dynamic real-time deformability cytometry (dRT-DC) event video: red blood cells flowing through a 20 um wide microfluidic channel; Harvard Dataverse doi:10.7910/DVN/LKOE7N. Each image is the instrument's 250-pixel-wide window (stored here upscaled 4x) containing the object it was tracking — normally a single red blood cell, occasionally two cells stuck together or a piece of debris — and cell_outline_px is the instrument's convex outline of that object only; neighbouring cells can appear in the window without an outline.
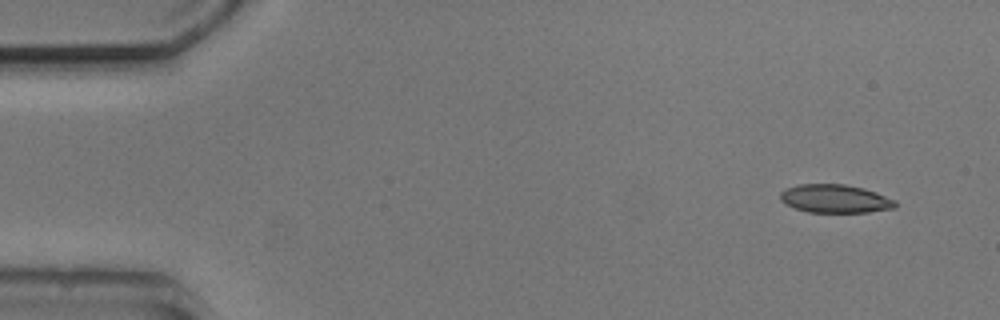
{"species": "common noctule bat (a hibernating species)", "species_latin": "Nyctalus noctula", "temperature_condition": "cold", "stored_images_in_passage": 6, "camera_frame_rate_fps": 3000, "um_per_image_px": 0.085, "animal": {"sex": "male", "body_mass_g": 20.5, "forearm_length_mm": 52.5}, "frame": {"image": 1, "passage_image": 1, "time_ms": 0.0, "image_size_px": [1000, 320], "cell_outline_px": [[896, 208], [868, 212], [808, 212], [784, 204], [780, 200], [780, 192], [784, 188], [796, 184], [844, 184], [864, 188], [876, 192], [896, 200]], "centroid_in_image_um": [70.96, 16.88], "position_along_channel_um": 14.0, "area_um2": 19.19}}
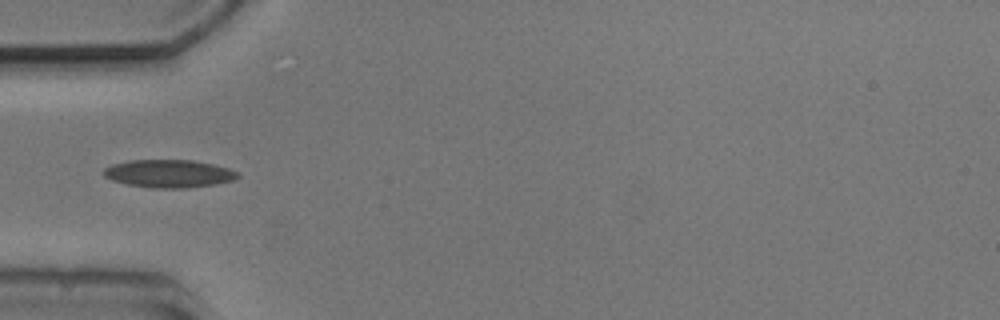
{"frame": {"image": 2, "passage_image": 3, "time_ms": 4.333, "image_size_px": [1000, 320], "cell_outline_px": [[240, 176], [232, 180], [216, 184], [188, 188], [152, 188], [128, 184], [112, 180], [104, 176], [100, 172], [104, 168], [112, 164], [128, 160], [192, 160], [212, 164], [228, 168], [240, 172]], "centroid_in_image_um": [14.34, 14.75], "position_along_channel_um": 70.7, "area_um2": 21.91}}